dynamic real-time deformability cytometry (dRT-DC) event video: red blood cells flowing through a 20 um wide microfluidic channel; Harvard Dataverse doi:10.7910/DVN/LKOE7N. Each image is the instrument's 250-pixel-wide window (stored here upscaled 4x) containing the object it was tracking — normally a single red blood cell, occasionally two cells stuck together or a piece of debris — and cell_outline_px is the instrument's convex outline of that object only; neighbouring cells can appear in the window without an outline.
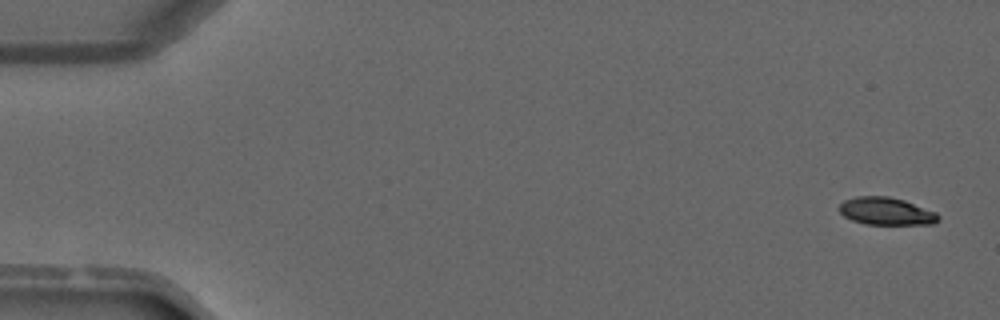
{"species": "common noctule bat (a hibernating species)", "species_latin": "Nyctalus noctula", "temperature_condition": "warm", "stored_images_in_passage": 5, "camera_frame_rate_fps": 3000, "um_per_image_px": 0.085, "animal": {"sex": "male", "forearm_length_mm": 52.5}, "frame": {"image": 1, "passage_image": 1, "time_ms": 0.0, "image_size_px": [1000, 320], "cell_outline_px": [[940, 220], [936, 224], [864, 224], [852, 220], [844, 216], [840, 212], [840, 204], [844, 200], [856, 196], [888, 196], [904, 200], [936, 212], [940, 216]], "centroid_in_image_um": [75.35, 17.96], "position_along_channel_um": 9.7, "area_um2": 15.95}}